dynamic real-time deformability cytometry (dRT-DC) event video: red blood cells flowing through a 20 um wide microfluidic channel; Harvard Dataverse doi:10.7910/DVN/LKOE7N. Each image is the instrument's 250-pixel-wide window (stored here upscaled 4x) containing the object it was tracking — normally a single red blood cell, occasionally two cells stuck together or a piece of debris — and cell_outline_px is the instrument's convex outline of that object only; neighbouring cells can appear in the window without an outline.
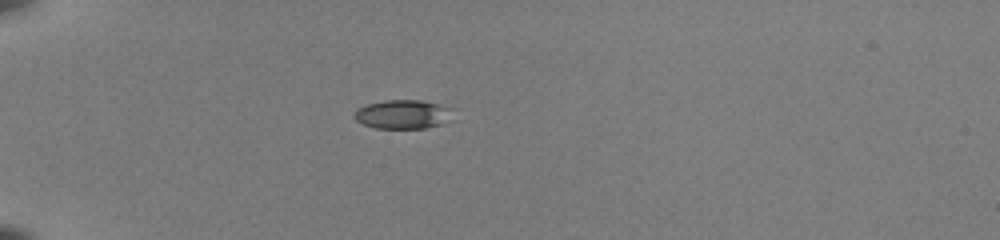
{"species": "common noctule bat (a hibernating species)", "species_latin": "Nyctalus noctula", "temperature_condition": "room temperature", "stored_images_in_passage": 37, "camera_frame_rate_fps": 3000, "um_per_image_px": 0.085, "animal": {"sex": "female", "body_mass_g": 22.0, "forearm_length_mm": 56.7}, "frame": {"image": 1, "passage_image": 1, "time_ms": 0.0, "image_size_px": [1000, 240], "cell_outline_px": [[460, 108], [444, 124], [424, 128], [376, 128], [364, 124], [356, 120], [352, 116], [356, 108], [368, 104], [384, 100], [420, 100]], "centroid_in_image_um": [34.33, 9.7], "position_along_channel_um": 50.7, "area_um2": 17.11}}
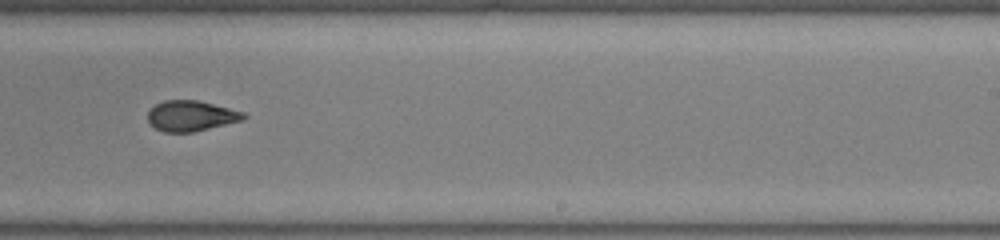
{"frame": {"image": 2, "passage_image": 20, "time_ms": 6.333, "image_size_px": [1000, 240], "cell_outline_px": [[248, 116], [244, 120], [192, 132], [164, 132], [148, 124], [148, 112], [156, 104], [164, 100], [196, 100], [244, 112]], "centroid_in_image_um": [16.23, 9.85], "position_along_channel_um": 272.8, "area_um2": 16.94}}
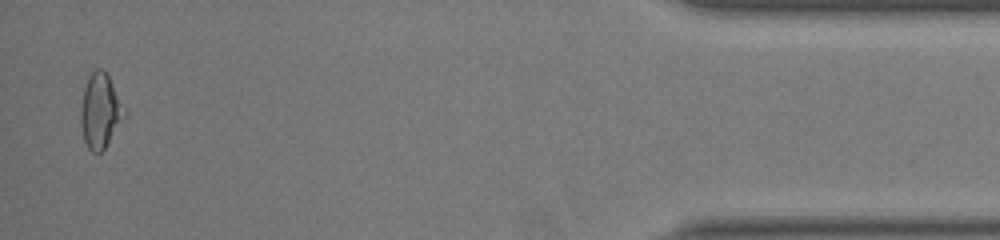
{"frame": {"image": 3, "passage_image": 36, "time_ms": 11.667, "image_size_px": [1000, 240], "cell_outline_px": [[124, 112], [104, 148], [100, 152], [92, 152], [88, 148], [84, 140], [80, 124], [80, 108], [84, 88], [88, 76], [96, 68], [104, 68], [124, 108]], "centroid_in_image_um": [8.44, 9.38], "position_along_channel_um": 426.8, "area_um2": 18.21}, "authors_computed_cell_mechanics": {"area_um2": 17.6868, "velocity_mm_per_s": 4.0283, "shape_relaxation_time_tau1_ms": 9.2103, "shape_relaxation_time_tau2_ms": 2.3133, "deformation_change_tau1": 0.2108, "deformation_change_tau2": 0.0877}}